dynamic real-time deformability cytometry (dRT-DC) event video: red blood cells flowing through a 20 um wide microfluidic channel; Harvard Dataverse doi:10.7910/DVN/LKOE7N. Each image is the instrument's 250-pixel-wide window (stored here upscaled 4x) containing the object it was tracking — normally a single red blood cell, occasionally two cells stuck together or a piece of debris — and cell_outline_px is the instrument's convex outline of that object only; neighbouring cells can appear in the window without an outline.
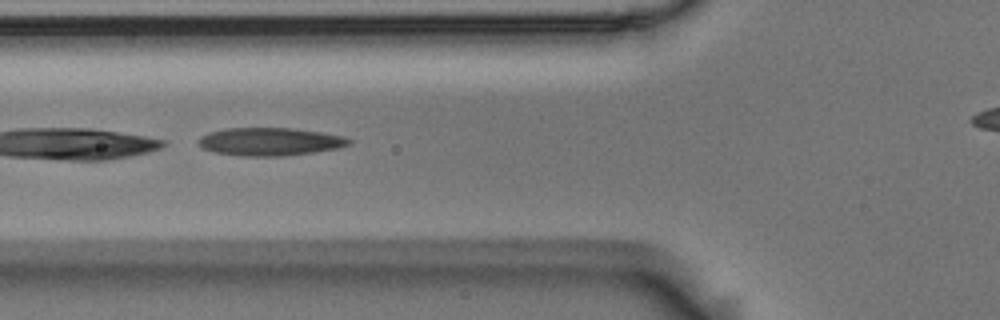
{"species": "Egyptian fruit bat (a non-hibernating species)", "species_latin": "Rousettus aegyptiacus", "temperature_condition": "room temperature", "stored_images_in_passage": 8, "camera_frame_rate_fps": 3000, "um_per_image_px": 0.085, "animal": {"sex": "male"}, "frame": {"image": 1, "passage_image": 3, "time_ms": 0.667, "image_size_px": [1000, 320], "cell_outline_px": [[352, 144], [340, 148], [284, 156], [240, 156], [212, 152], [204, 148], [200, 144], [200, 136], [208, 132], [228, 128], [296, 128], [344, 136], [352, 140]], "centroid_in_image_um": [22.98, 12.04], "position_along_channel_um": 102.8, "area_um2": 24.62}}